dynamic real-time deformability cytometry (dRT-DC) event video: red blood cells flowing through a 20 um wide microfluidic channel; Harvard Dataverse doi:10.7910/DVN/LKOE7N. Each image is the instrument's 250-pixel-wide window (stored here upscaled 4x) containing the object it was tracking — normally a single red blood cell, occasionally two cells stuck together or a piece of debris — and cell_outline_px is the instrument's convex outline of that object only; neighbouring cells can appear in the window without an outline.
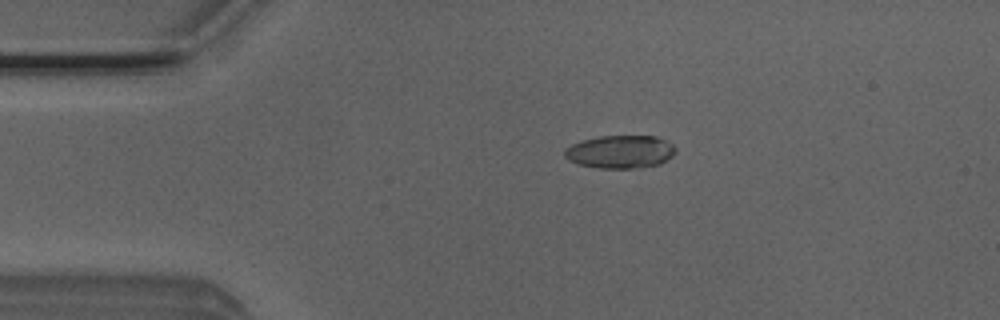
{"species": "Egyptian fruit bat (a non-hibernating species)", "species_latin": "Rousettus aegyptiacus", "temperature_condition": "room temperature", "stored_images_in_passage": 3, "camera_frame_rate_fps": 3000, "um_per_image_px": 0.085, "animal": {"sex": "male"}, "frame": {"image": 1, "passage_image": 2, "time_ms": 0.333, "image_size_px": [1000, 320], "cell_outline_px": [[676, 152], [672, 156], [660, 164], [632, 168], [600, 168], [580, 164], [568, 160], [564, 156], [564, 148], [580, 140], [600, 136], [656, 136], [672, 144], [676, 148]], "centroid_in_image_um": [52.7, 12.89], "position_along_channel_um": 32.3, "area_um2": 21.33}}